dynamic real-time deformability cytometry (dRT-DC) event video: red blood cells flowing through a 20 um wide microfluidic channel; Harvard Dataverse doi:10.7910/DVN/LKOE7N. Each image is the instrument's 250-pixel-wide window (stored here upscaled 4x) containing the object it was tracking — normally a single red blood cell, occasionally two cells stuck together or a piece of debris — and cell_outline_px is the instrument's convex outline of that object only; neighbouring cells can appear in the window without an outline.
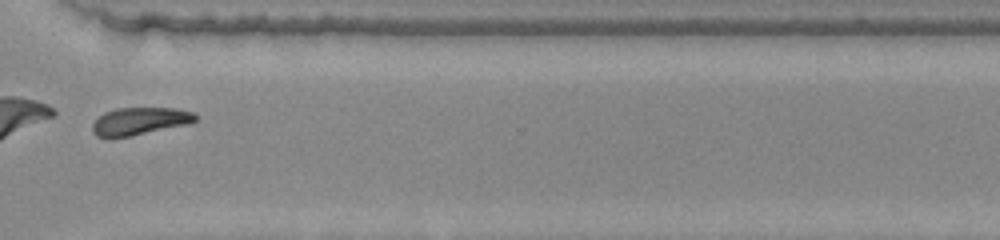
{"species": "common noctule bat (a hibernating species)", "species_latin": "Nyctalus noctula", "temperature_condition": "warm", "stored_images_in_passage": 47, "segment_of_instrument_passage": [2, 2], "camera_frame_rate_fps": 3000, "um_per_image_px": 0.085, "animal": {"sex": "female", "body_mass_g": 22.0, "forearm_length_mm": 56.7}, "frame": {"image": 1, "passage_image": 35, "time_ms": 11.333, "image_size_px": [1000, 240], "cell_outline_px": [[196, 120], [192, 124], [132, 136], [96, 136], [92, 132], [92, 124], [104, 112], [116, 108], [176, 108], [192, 112], [196, 116]], "centroid_in_image_um": [11.92, 10.29], "position_along_channel_um": 358.7, "area_um2": 16.53}}